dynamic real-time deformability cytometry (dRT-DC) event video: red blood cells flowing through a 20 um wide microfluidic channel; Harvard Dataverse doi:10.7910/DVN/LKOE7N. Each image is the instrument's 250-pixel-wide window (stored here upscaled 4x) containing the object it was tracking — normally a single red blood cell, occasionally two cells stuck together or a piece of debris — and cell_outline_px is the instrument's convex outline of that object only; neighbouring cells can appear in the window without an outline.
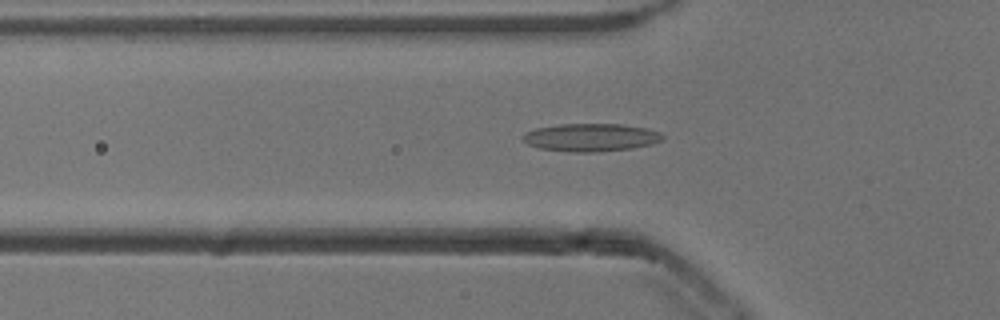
{"species": "common noctule bat (a hibernating species)", "species_latin": "Nyctalus noctula", "temperature_condition": "cold", "stored_images_in_passage": 52, "camera_frame_rate_fps": 3000, "um_per_image_px": 0.085, "animal": {"sex": "male", "body_mass_g": 13.3}, "frame": {"image": 1, "passage_image": 17, "time_ms": 5.333, "image_size_px": [1000, 320], "cell_outline_px": [[664, 140], [652, 144], [632, 148], [596, 152], [572, 152], [540, 148], [528, 144], [520, 136], [524, 132], [536, 128], [560, 124], [624, 124], [648, 128], [660, 132], [664, 136]], "centroid_in_image_um": [50.25, 11.67], "position_along_channel_um": 75.6, "area_um2": 22.89}}
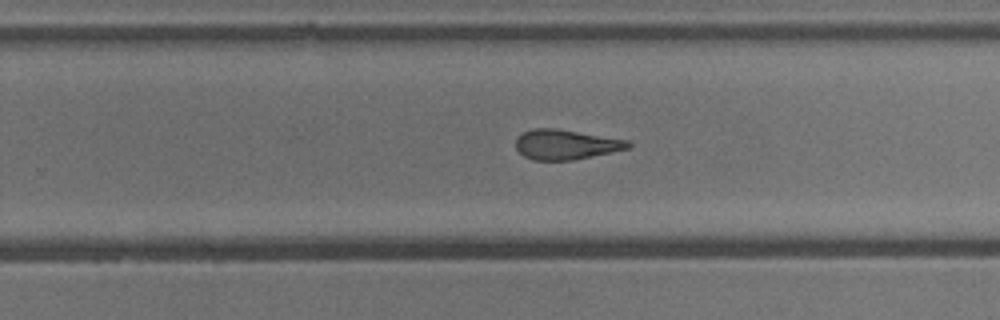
{"frame": {"image": 2, "passage_image": 33, "time_ms": 10.667, "image_size_px": [1000, 320], "cell_outline_px": [[632, 148], [572, 160], [532, 160], [524, 156], [516, 148], [516, 136], [532, 128], [556, 128], [628, 140], [632, 144]], "centroid_in_image_um": [48.1, 12.28], "position_along_channel_um": 281.7, "area_um2": 19.65}}
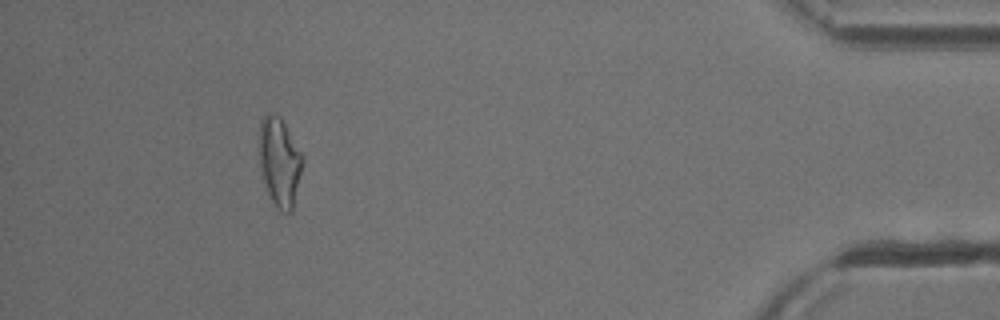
{"frame": {"image": 3, "passage_image": 48, "time_ms": 15.667, "image_size_px": [1000, 320], "cell_outline_px": [[304, 164], [292, 212], [284, 212], [268, 196], [260, 168], [260, 120], [264, 112], [268, 112], [280, 116], [304, 156]], "centroid_in_image_um": [23.78, 13.73], "position_along_channel_um": 411.4, "area_um2": 22.6}, "authors_computed_cell_mechanics": {"area_um2": 20.9814, "velocity_mm_per_s": 3.8443, "shape_relaxation_time_tau1_ms": null, "shape_relaxation_time_tau2_ms": 3.755, "deformation_change_tau1": null, "deformation_change_tau2": 0.1482}}